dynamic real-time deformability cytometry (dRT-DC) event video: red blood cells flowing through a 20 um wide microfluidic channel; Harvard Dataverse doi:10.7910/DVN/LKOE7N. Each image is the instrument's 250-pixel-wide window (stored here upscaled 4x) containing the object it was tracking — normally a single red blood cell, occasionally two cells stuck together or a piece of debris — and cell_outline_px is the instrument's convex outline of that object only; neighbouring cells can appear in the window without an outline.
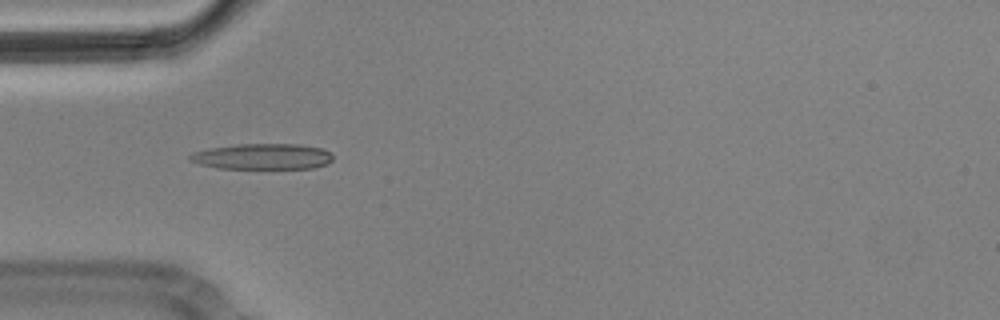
{"species": "Egyptian fruit bat (a non-hibernating species)", "species_latin": "Rousettus aegyptiacus", "temperature_condition": "cold", "stored_images_in_passage": 6, "camera_frame_rate_fps": 3000, "um_per_image_px": 0.085, "animal": {"sex": "male"}, "frame": {"image": 1, "passage_image": 5, "time_ms": 1.333, "image_size_px": [1000, 320], "cell_outline_px": [[332, 160], [328, 164], [316, 168], [216, 168], [200, 164], [188, 160], [188, 156], [192, 152], [212, 148], [236, 144], [300, 144], [320, 148], [328, 152], [332, 156]], "centroid_in_image_um": [22.3, 13.3], "position_along_channel_um": 62.7, "area_um2": 21.44}}